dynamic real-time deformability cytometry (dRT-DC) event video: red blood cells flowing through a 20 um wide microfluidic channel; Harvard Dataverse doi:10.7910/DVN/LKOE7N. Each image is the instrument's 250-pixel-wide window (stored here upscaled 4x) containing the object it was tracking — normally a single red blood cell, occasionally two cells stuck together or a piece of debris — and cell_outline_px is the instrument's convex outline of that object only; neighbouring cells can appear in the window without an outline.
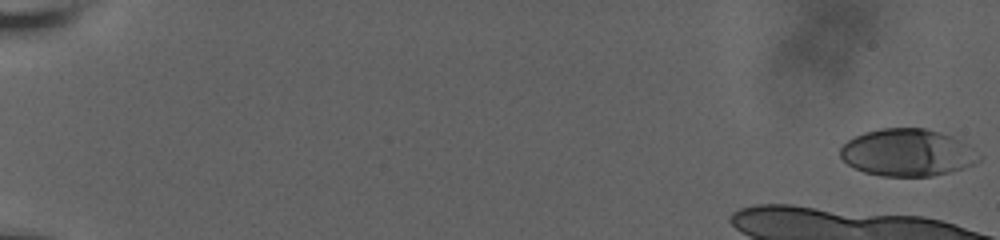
{"species": "human", "species_latin": "Homo sapiens", "temperature_condition": "room temperature", "stored_images_in_passage": 5, "camera_frame_rate_fps": 3000, "um_per_image_px": 0.085, "donor": {"sex": "male"}, "frame": {"image": 1, "passage_image": 1, "time_ms": 0.0, "image_size_px": [1000, 240], "cell_outline_px": [[980, 160], [964, 168], [932, 176], [884, 176], [864, 172], [848, 164], [840, 156], [840, 148], [848, 140], [864, 132], [880, 128], [924, 128], [940, 132], [952, 136], [968, 144], [980, 156]], "centroid_in_image_um": [77.13, 12.96], "position_along_channel_um": 7.9, "area_um2": 37.97}}